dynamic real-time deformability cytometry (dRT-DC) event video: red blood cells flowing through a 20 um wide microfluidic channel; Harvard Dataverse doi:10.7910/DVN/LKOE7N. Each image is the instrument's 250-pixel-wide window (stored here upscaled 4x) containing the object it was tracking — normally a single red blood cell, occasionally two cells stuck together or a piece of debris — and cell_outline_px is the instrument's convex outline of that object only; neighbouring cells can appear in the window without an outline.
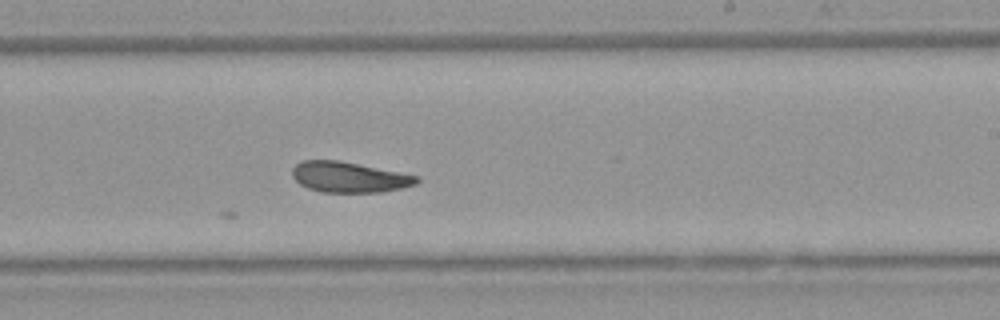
{"species": "Egyptian fruit bat (a non-hibernating species)", "species_latin": "Rousettus aegyptiacus", "temperature_condition": "warm", "stored_images_in_passage": 9, "camera_frame_rate_fps": 3000, "um_per_image_px": 0.085, "animal": {"sex": "female"}, "frame": {"image": 1, "passage_image": 9, "time_ms": 9.667, "image_size_px": [1000, 320], "cell_outline_px": [[420, 180], [416, 184], [400, 188], [380, 192], [320, 192], [308, 188], [300, 184], [292, 176], [292, 168], [300, 160], [340, 160], [400, 172], [416, 176]], "centroid_in_image_um": [29.63, 15.05], "position_along_channel_um": 259.4, "area_um2": 22.14}}